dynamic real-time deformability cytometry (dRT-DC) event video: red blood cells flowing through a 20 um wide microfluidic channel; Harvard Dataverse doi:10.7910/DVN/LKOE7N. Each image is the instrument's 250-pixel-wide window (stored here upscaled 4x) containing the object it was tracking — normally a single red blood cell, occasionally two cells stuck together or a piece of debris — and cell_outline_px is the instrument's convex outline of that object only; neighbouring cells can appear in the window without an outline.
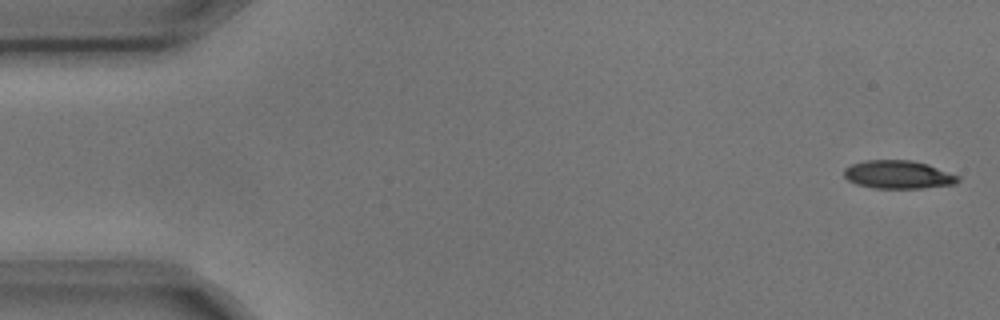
{"species": "common noctule bat (a hibernating species)", "species_latin": "Nyctalus noctula", "temperature_condition": "cold", "stored_images_in_passage": 5, "camera_frame_rate_fps": 3000, "um_per_image_px": 0.085, "animal": {"sex": "male", "body_mass_g": 17.9, "forearm_length_mm": 54.2}, "frame": {"image": 1, "passage_image": 1, "time_ms": 0.0, "image_size_px": [1000, 320], "cell_outline_px": [[960, 180], [956, 184], [924, 188], [876, 188], [856, 184], [848, 180], [844, 176], [844, 168], [852, 164], [864, 160], [912, 160], [928, 164], [960, 176]], "centroid_in_image_um": [76.37, 14.84], "position_along_channel_um": 8.6, "area_um2": 18.84}}
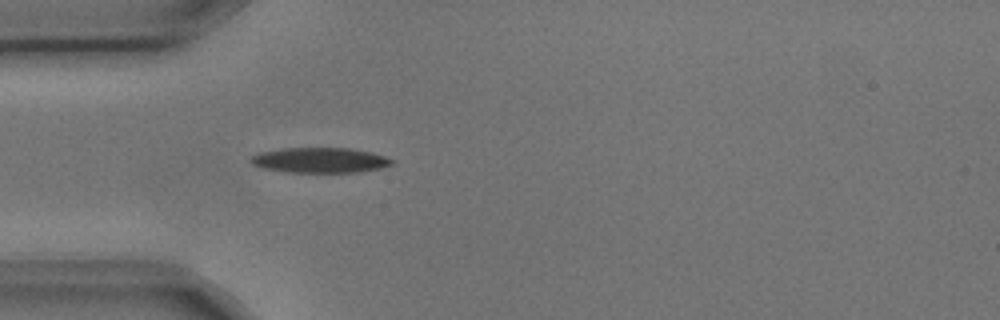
{"frame": {"image": 2, "passage_image": 5, "time_ms": 1.333, "image_size_px": [1000, 320], "cell_outline_px": [[396, 160], [392, 164], [380, 168], [356, 172], [284, 172], [260, 168], [252, 164], [248, 160], [252, 156], [260, 152], [280, 148], [348, 148], [372, 152]], "centroid_in_image_um": [27.16, 13.61], "position_along_channel_um": 57.8, "area_um2": 20.87}}